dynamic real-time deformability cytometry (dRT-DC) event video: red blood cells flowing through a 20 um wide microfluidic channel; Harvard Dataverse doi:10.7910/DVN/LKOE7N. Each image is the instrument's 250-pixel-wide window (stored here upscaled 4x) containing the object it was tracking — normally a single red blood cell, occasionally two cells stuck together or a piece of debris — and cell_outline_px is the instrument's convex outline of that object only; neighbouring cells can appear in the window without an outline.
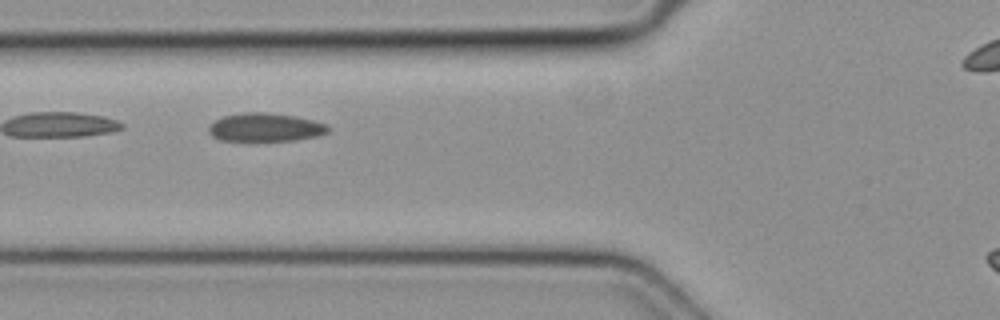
{"species": "common noctule bat (a hibernating species)", "species_latin": "Nyctalus noctula", "temperature_condition": "cold", "stored_images_in_passage": 6, "camera_frame_rate_fps": 3000, "um_per_image_px": 0.085, "animal": {"sex": "female", "body_mass_g": 19.3, "forearm_length_mm": 54.1}, "frame": {"image": 1, "passage_image": 3, "time_ms": 0.667, "image_size_px": [1000, 320], "cell_outline_px": [[332, 128], [328, 132], [320, 136], [296, 140], [220, 140], [212, 136], [208, 132], [208, 128], [216, 120], [224, 116], [244, 112], [264, 112], [296, 116], [328, 124]], "centroid_in_image_um": [22.61, 10.82], "position_along_channel_um": 103.2, "area_um2": 19.77}}
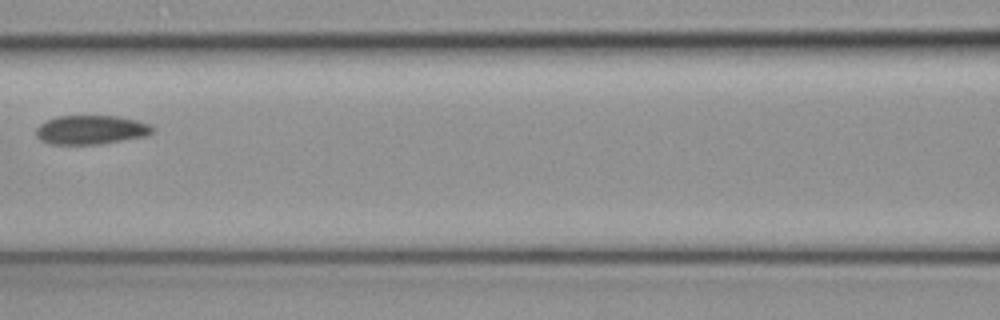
{"frame": {"image": 2, "passage_image": 4, "time_ms": 1.0, "image_size_px": [1000, 320], "cell_outline_px": [[156, 128], [148, 136], [100, 144], [48, 144], [40, 140], [36, 136], [36, 128], [40, 124], [56, 116], [120, 116], [136, 120], [148, 124]], "centroid_in_image_um": [7.74, 11.04], "position_along_channel_um": 158.9, "area_um2": 19.83}}
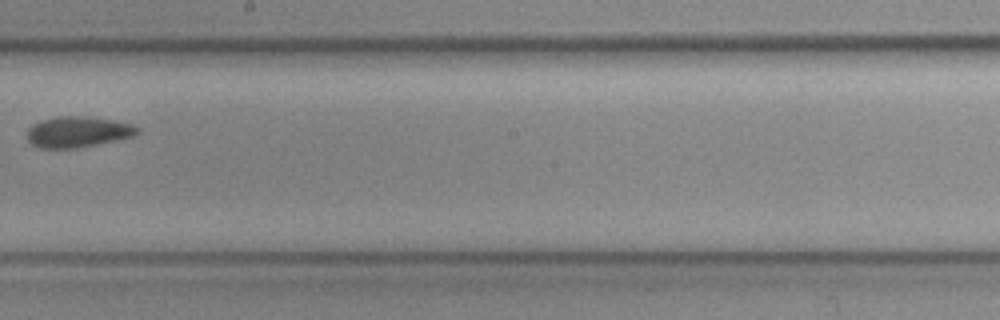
{"frame": {"image": 3, "passage_image": 6, "time_ms": 1.667, "image_size_px": [1000, 320], "cell_outline_px": [[140, 132], [136, 136], [76, 148], [40, 148], [32, 144], [28, 140], [28, 128], [32, 124], [40, 120], [60, 116], [92, 116], [132, 124], [140, 128]], "centroid_in_image_um": [6.64, 11.2], "position_along_channel_um": 241.6, "area_um2": 19.94}}